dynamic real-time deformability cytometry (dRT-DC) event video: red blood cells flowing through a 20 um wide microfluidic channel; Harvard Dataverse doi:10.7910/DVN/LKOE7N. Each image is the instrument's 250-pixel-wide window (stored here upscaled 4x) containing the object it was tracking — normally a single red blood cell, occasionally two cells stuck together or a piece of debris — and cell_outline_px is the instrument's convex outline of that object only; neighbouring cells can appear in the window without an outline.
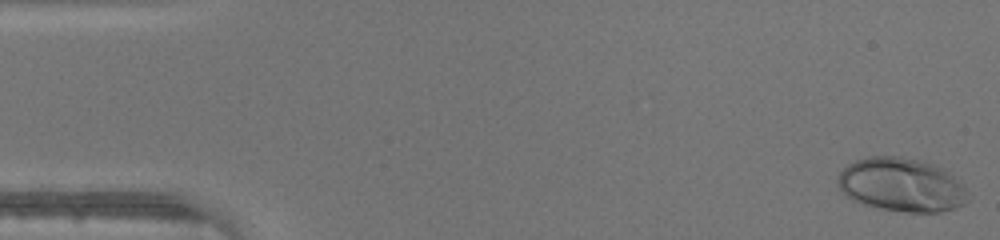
{"species": "human", "species_latin": "Homo sapiens", "temperature_condition": "warm", "stored_images_in_passage": 46, "camera_frame_rate_fps": 3000, "um_per_image_px": 0.085, "donor": {"sex": "male"}, "frame": {"image": 1, "passage_image": 1, "time_ms": 0.0, "image_size_px": [1000, 240], "cell_outline_px": [[968, 200], [964, 204], [956, 208], [940, 212], [908, 212], [880, 208], [864, 204], [852, 200], [840, 188], [836, 180], [836, 176], [848, 164], [856, 160], [868, 156], [900, 156], [920, 160], [932, 164], [948, 172], [968, 192]], "centroid_in_image_um": [76.6, 15.71], "position_along_channel_um": 8.4, "area_um2": 40.52}}
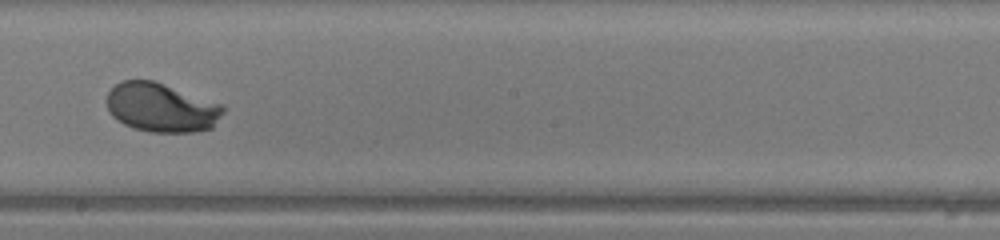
{"frame": {"image": 2, "passage_image": 26, "time_ms": 8.333, "image_size_px": [1000, 240], "cell_outline_px": [[224, 112], [212, 128], [196, 132], [152, 132], [136, 128], [124, 124], [112, 116], [108, 112], [108, 92], [120, 80], [152, 80], [224, 104]], "centroid_in_image_um": [13.74, 9.14], "position_along_channel_um": 234.5, "area_um2": 33.23}}
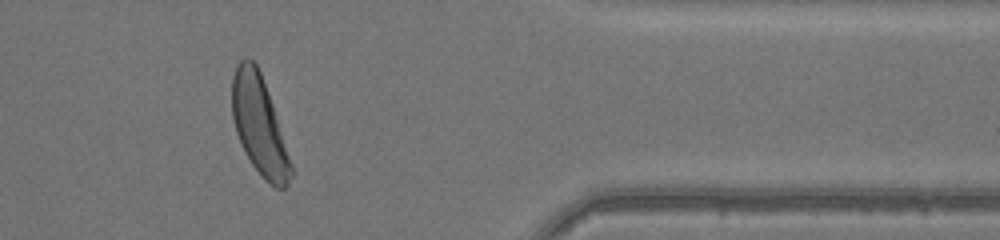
{"frame": {"image": 3, "passage_image": 38, "time_ms": 12.333, "image_size_px": [1000, 240], "cell_outline_px": [[292, 176], [288, 184], [284, 188], [276, 188], [268, 184], [264, 180], [252, 164], [236, 132], [232, 116], [232, 76], [236, 64], [244, 56], [248, 56], [256, 64], [260, 72], [272, 104], [292, 164]], "centroid_in_image_um": [22.03, 10.64], "position_along_channel_um": 389.4, "area_um2": 33.52}}